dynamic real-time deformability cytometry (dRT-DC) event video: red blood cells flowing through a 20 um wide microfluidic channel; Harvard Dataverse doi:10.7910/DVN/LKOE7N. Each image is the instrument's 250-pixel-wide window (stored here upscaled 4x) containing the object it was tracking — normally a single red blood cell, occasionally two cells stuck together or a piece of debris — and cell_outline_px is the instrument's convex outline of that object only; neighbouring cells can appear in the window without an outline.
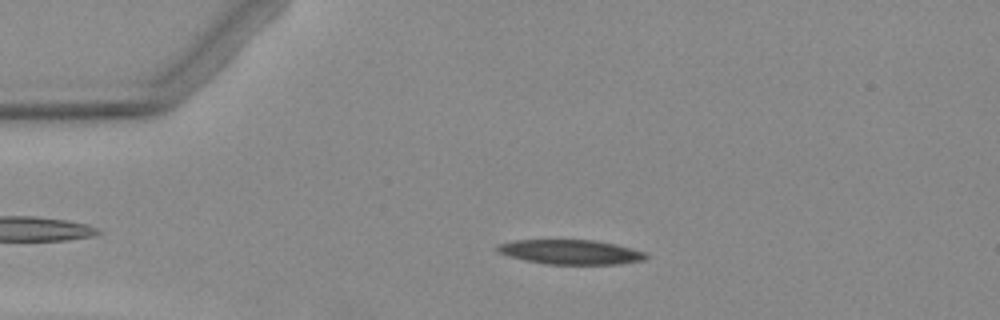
{"species": "Egyptian fruit bat (a non-hibernating species)", "species_latin": "Rousettus aegyptiacus", "temperature_condition": "warm", "stored_images_in_passage": 4, "camera_frame_rate_fps": 3000, "um_per_image_px": 0.085, "animal": {"sex": "female"}, "frame": {"image": 1, "passage_image": 3, "time_ms": 2.333, "image_size_px": [1000, 320], "cell_outline_px": [[648, 256], [644, 260], [620, 264], [548, 264], [524, 260], [500, 252], [496, 248], [496, 244], [516, 240], [592, 240], [612, 244], [644, 252]], "centroid_in_image_um": [48.48, 21.42], "position_along_channel_um": 36.5, "area_um2": 20.87}}